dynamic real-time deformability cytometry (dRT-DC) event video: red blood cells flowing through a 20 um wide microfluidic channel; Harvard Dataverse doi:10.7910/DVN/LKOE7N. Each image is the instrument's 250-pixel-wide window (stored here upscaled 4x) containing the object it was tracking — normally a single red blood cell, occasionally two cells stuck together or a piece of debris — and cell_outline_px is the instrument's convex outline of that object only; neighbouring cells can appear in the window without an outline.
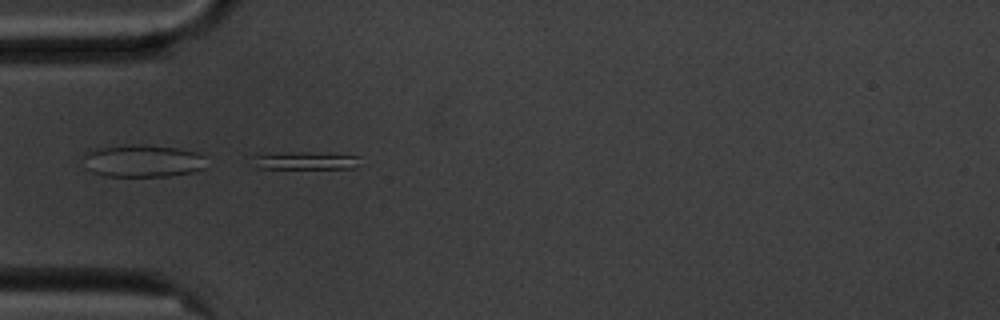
{"species": "common noctule bat (a hibernating species)", "species_latin": "Nyctalus noctula", "temperature_condition": "cold", "stored_images_in_passage": 13, "camera_frame_rate_fps": 3000, "um_per_image_px": 0.085, "animal": {"sex": "male", "body_mass_g": 20.1, "forearm_length_mm": 53.5}, "frame": {"image": 1, "passage_image": 13, "time_ms": 4.0, "image_size_px": [1000, 320], "cell_outline_px": [[360, 156], [356, 164], [352, 168], [256, 168], [248, 156], [256, 152], [308, 152]], "centroid_in_image_um": [25.69, 13.62], "position_along_channel_um": 59.3, "area_um2": 11.44}}